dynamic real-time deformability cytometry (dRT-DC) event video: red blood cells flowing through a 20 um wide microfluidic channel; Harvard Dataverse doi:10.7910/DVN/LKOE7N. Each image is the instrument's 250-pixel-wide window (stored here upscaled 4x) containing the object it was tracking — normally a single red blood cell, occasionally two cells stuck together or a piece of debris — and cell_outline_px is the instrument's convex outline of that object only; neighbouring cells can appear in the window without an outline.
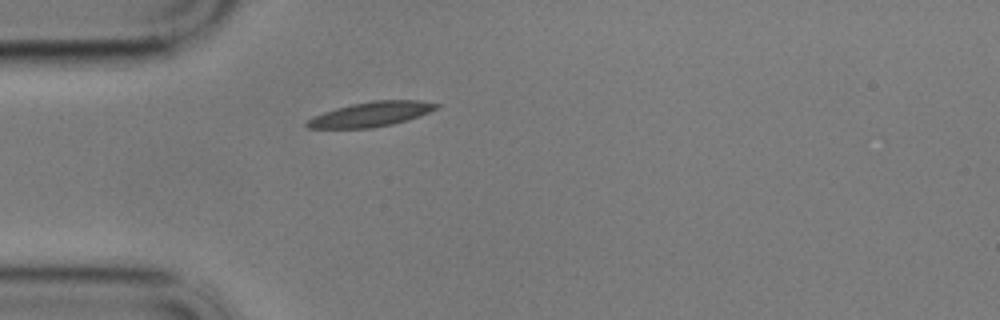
{"species": "common noctule bat (a hibernating species)", "species_latin": "Nyctalus noctula", "temperature_condition": "cold", "stored_images_in_passage": 27, "camera_frame_rate_fps": 3000, "um_per_image_px": 0.085, "animal": {"sex": "male", "body_mass_g": 17.9}, "frame": {"image": 1, "passage_image": 1, "time_ms": 0.0, "image_size_px": [1000, 320], "cell_outline_px": [[440, 108], [408, 120], [392, 124], [372, 128], [308, 128], [304, 124], [312, 116], [336, 108], [352, 104], [372, 100], [420, 100], [440, 104]], "centroid_in_image_um": [31.56, 9.7], "position_along_channel_um": 53.4, "area_um2": 18.73}}
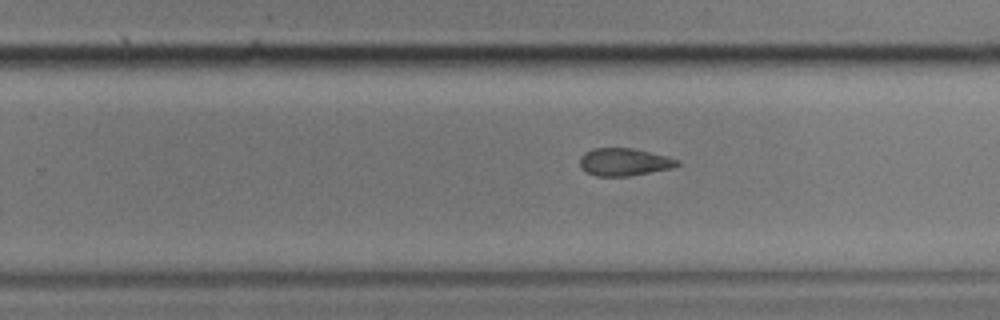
{"frame": {"image": 2, "passage_image": 17, "time_ms": 5.333, "image_size_px": [1000, 320], "cell_outline_px": [[680, 164], [672, 168], [628, 176], [596, 176], [580, 168], [580, 156], [584, 152], [592, 148], [632, 148], [668, 156], [680, 160]], "centroid_in_image_um": [53.05, 13.76], "position_along_channel_um": 276.8, "area_um2": 15.72}}
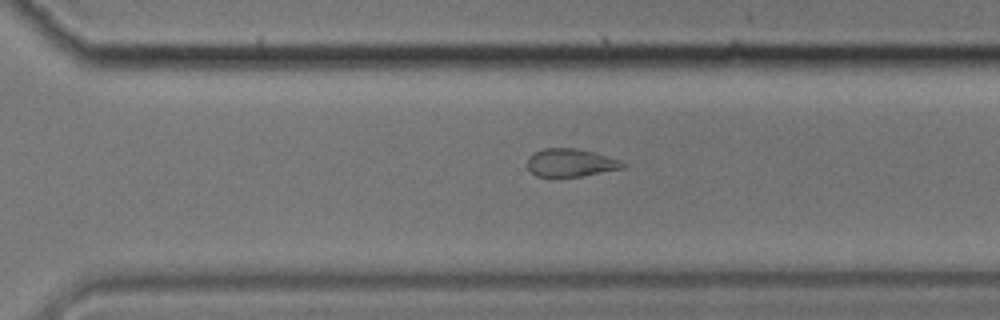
{"frame": {"image": 3, "passage_image": 21, "time_ms": 6.667, "image_size_px": [1000, 320], "cell_outline_px": [[628, 164], [624, 168], [584, 176], [536, 176], [528, 168], [528, 156], [532, 152], [544, 148], [576, 148], [592, 152], [620, 160]], "centroid_in_image_um": [48.51, 13.82], "position_along_channel_um": 322.1, "area_um2": 15.55}}